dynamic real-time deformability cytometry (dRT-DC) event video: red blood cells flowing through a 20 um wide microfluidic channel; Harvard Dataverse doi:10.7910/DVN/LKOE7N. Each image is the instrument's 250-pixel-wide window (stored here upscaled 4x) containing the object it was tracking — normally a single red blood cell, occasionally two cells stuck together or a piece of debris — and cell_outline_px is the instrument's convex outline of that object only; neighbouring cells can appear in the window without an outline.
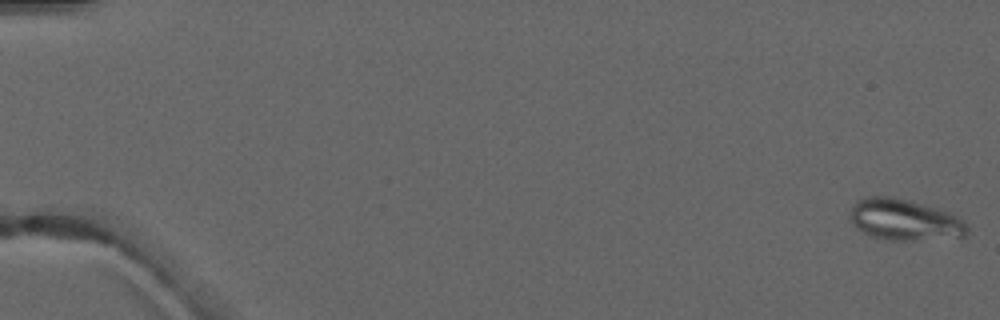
{"species": "common noctule bat (a hibernating species)", "species_latin": "Nyctalus noctula", "temperature_condition": "warm", "stored_images_in_passage": 6, "camera_frame_rate_fps": 3000, "um_per_image_px": 0.085, "animal": {"sex": "male", "forearm_length_mm": 52.5}, "frame": {"image": 1, "passage_image": 1, "time_ms": 0.0, "image_size_px": [1000, 320], "cell_outline_px": [[968, 232], [964, 236], [912, 240], [888, 240], [872, 236], [856, 228], [852, 224], [852, 208], [856, 200], [868, 196], [888, 196], [908, 200], [940, 208], [956, 216], [968, 224]], "centroid_in_image_um": [76.89, 18.67], "position_along_channel_um": 8.1, "area_um2": 27.92}}